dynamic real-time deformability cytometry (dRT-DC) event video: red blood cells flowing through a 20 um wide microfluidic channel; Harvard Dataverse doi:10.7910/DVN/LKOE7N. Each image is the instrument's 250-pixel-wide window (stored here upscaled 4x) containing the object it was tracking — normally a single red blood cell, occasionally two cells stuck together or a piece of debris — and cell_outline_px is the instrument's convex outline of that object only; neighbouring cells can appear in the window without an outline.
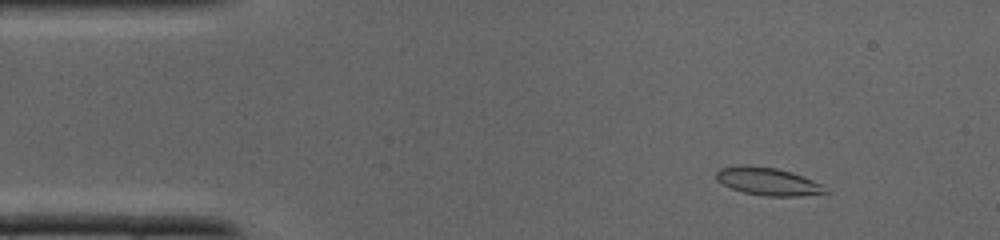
{"species": "common noctule bat (a hibernating species)", "species_latin": "Nyctalus noctula", "temperature_condition": "cold", "stored_images_in_passage": 36, "camera_frame_rate_fps": 3000, "um_per_image_px": 0.085, "animal": {"sex": "male", "body_mass_g": 19.0, "forearm_length_mm": 50.8}, "frame": {"image": 1, "passage_image": 4, "time_ms": 1.0, "image_size_px": [1000, 240], "cell_outline_px": [[828, 192], [800, 196], [764, 196], [744, 192], [732, 188], [716, 180], [716, 172], [720, 168], [776, 168], [792, 172], [824, 184]], "centroid_in_image_um": [65.37, 15.47], "position_along_channel_um": 19.6, "area_um2": 16.88}}
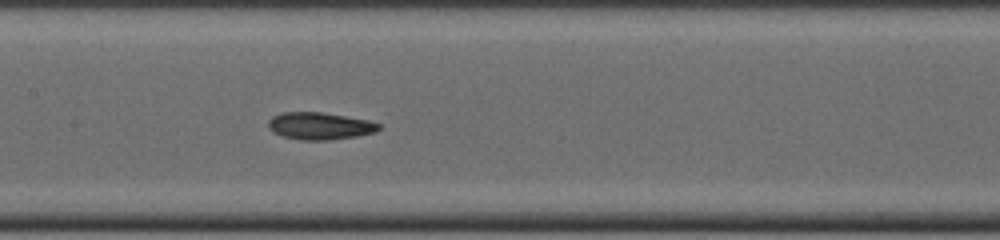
{"frame": {"image": 2, "passage_image": 17, "time_ms": 5.333, "image_size_px": [1000, 240], "cell_outline_px": [[380, 128], [376, 132], [356, 136], [328, 140], [300, 140], [284, 136], [272, 132], [268, 128], [268, 120], [272, 116], [280, 112], [320, 112], [368, 120], [380, 124]], "centroid_in_image_um": [27.14, 10.7], "position_along_channel_um": 180.3, "area_um2": 17.51}}
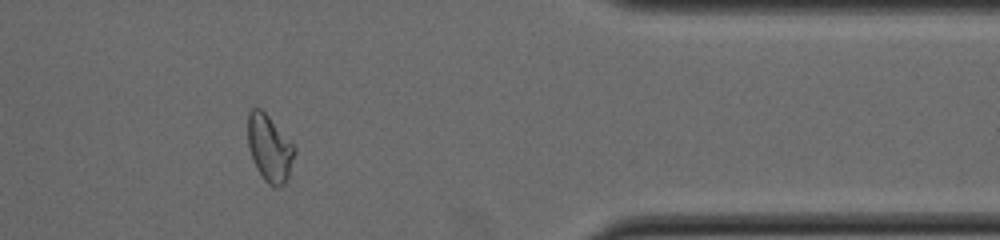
{"frame": {"image": 3, "passage_image": 30, "time_ms": 9.667, "image_size_px": [1000, 240], "cell_outline_px": [[296, 152], [288, 176], [284, 184], [276, 188], [268, 184], [264, 180], [256, 168], [248, 144], [248, 112], [252, 108], [260, 108], [268, 116], [296, 148]], "centroid_in_image_um": [22.91, 12.62], "position_along_channel_um": 388.5, "area_um2": 17.92}}